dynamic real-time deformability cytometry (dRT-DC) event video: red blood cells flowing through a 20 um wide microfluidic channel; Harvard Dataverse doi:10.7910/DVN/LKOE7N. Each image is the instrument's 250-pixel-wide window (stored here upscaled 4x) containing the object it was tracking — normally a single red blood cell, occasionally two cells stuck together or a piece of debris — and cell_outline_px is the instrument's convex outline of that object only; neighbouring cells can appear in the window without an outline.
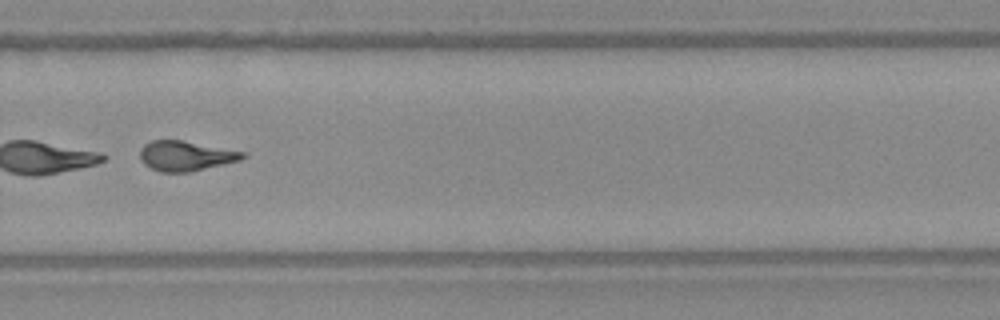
{"species": "Egyptian fruit bat (a non-hibernating species)", "species_latin": "Rousettus aegyptiacus", "temperature_condition": "warm", "stored_images_in_passage": 38, "camera_frame_rate_fps": 3000, "um_per_image_px": 0.085, "frame": {"image": 1, "passage_image": 22, "time_ms": 7.0, "image_size_px": [1000, 320], "cell_outline_px": [[248, 156], [240, 160], [224, 164], [188, 172], [160, 172], [144, 164], [140, 160], [140, 148], [144, 144], [152, 140], [180, 140], [244, 152]], "centroid_in_image_um": [15.75, 13.25], "position_along_channel_um": 314.0, "area_um2": 17.74}, "authors_computed_cell_mechanics": {"area_um2": 18.4382, "velocity_mm_per_s": 3.8932, "shape_relaxation_time_tau1_ms": 2.2601, "shape_relaxation_time_tau2_ms": 3.7671, "deformation_change_tau1": 0.3006, "deformation_change_tau2": 0.1513}}